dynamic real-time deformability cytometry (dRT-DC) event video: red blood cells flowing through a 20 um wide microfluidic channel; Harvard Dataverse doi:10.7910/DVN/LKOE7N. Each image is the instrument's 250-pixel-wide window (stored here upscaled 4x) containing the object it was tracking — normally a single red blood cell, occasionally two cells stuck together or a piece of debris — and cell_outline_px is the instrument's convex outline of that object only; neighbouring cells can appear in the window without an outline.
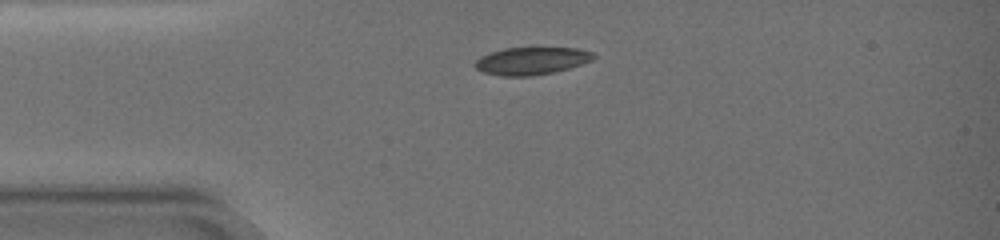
{"species": "common noctule bat (a hibernating species)", "species_latin": "Nyctalus noctula", "temperature_condition": "warm", "stored_images_in_passage": 39, "camera_frame_rate_fps": 3000, "um_per_image_px": 0.085, "animal": {"sex": "female", "body_mass_g": 19.0, "forearm_length_mm": 51.5}, "frame": {"image": 1, "passage_image": 1, "time_ms": 0.0, "image_size_px": [1000, 240], "cell_outline_px": [[596, 56], [592, 60], [568, 68], [552, 72], [532, 76], [500, 76], [484, 72], [476, 68], [472, 64], [480, 56], [504, 48], [576, 48], [592, 52]], "centroid_in_image_um": [45.14, 5.17], "position_along_channel_um": 39.9, "area_um2": 18.84}}
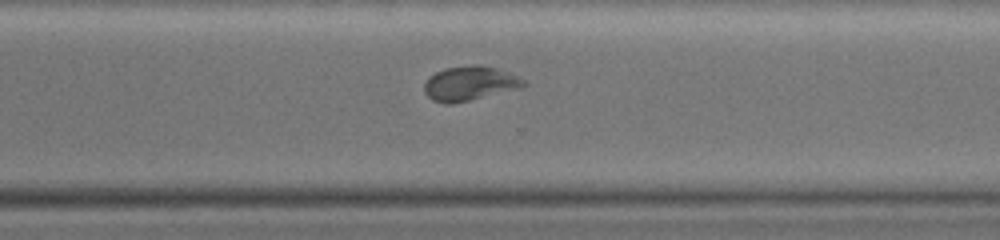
{"frame": {"image": 2, "passage_image": 27, "time_ms": 9.333, "image_size_px": [1000, 240], "cell_outline_px": [[528, 84], [516, 88], [452, 104], [444, 104], [432, 100], [424, 92], [424, 84], [436, 72], [444, 68], [472, 64], [480, 64], [496, 68], [520, 76]], "centroid_in_image_um": [39.9, 7.07], "position_along_channel_um": 330.7, "area_um2": 19.65}}
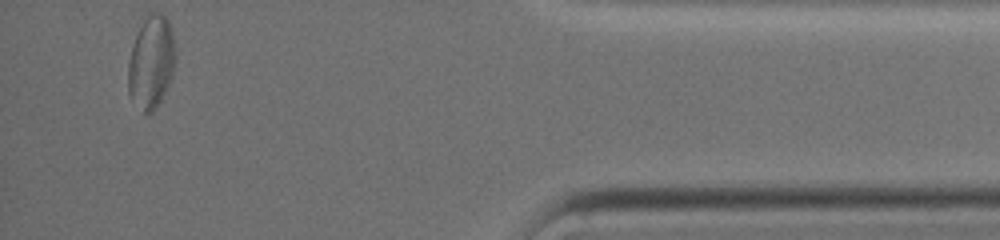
{"frame": {"image": 3, "passage_image": 39, "time_ms": 13.333, "image_size_px": [1000, 240], "cell_outline_px": [[176, 60], [172, 76], [168, 88], [156, 108], [152, 112], [144, 112], [128, 92], [128, 60], [132, 44], [144, 12], [160, 12], [168, 20], [172, 32], [176, 48]], "centroid_in_image_um": [12.86, 5.19], "position_along_channel_um": 422.3, "area_um2": 26.13}, "authors_computed_cell_mechanics": {"area_um2": 19.9988, "velocity_mm_per_s": 3.3787, "shape_relaxation_time_tau1_ms": 6.2685, "shape_relaxation_time_tau2_ms": 1.5304, "deformation_change_tau1": 0.147, "deformation_change_tau2": 0.0421}}